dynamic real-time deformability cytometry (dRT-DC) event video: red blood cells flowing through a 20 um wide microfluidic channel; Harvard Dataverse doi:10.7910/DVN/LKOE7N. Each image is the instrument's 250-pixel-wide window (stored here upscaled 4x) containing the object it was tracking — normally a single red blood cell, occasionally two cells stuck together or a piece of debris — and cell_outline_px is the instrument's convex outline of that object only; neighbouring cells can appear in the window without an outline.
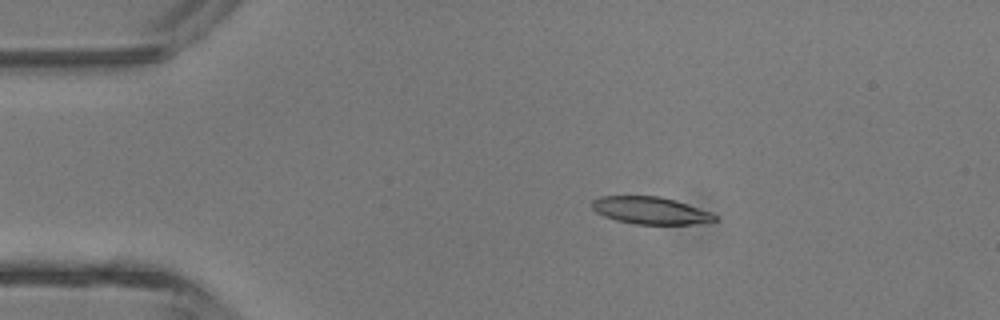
{"species": "common noctule bat (a hibernating species)", "species_latin": "Nyctalus noctula", "temperature_condition": "room temperature", "stored_images_in_passage": 4, "camera_frame_rate_fps": 3000, "um_per_image_px": 0.085, "animal": {"sex": "male", "body_mass_g": 13.3}, "frame": {"image": 1, "passage_image": 3, "time_ms": 2.0, "image_size_px": [1000, 320], "cell_outline_px": [[716, 220], [692, 224], [636, 224], [616, 220], [604, 216], [596, 212], [592, 208], [592, 200], [600, 196], [660, 196], [676, 200], [712, 212], [716, 216]], "centroid_in_image_um": [55.27, 17.88], "position_along_channel_um": 29.7, "area_um2": 19.48}}